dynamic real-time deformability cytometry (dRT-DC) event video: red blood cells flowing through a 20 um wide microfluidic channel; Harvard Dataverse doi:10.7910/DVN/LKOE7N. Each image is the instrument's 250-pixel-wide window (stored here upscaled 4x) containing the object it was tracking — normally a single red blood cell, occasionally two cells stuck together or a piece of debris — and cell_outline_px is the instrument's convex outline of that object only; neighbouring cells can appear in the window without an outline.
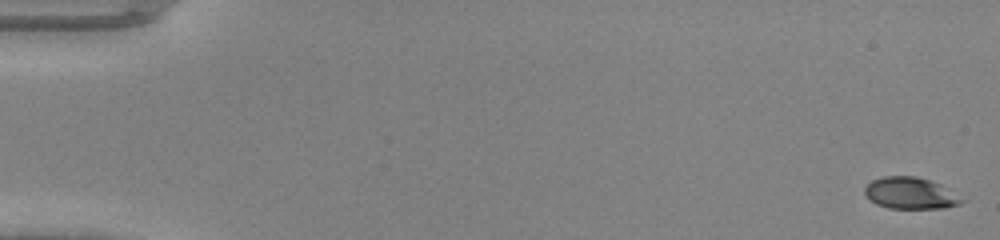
{"species": "common noctule bat (a hibernating species)", "species_latin": "Nyctalus noctula", "temperature_condition": "warm", "stored_images_in_passage": 49, "camera_frame_rate_fps": 3000, "um_per_image_px": 0.085, "animal": {"sex": "male", "body_mass_g": 20.0, "forearm_length_mm": 53.3}, "frame": {"image": 1, "passage_image": 1, "time_ms": 0.0, "image_size_px": [1000, 240], "cell_outline_px": [[968, 200], [960, 204], [944, 208], [888, 208], [876, 204], [864, 192], [864, 188], [872, 180], [884, 176], [916, 176], [940, 184]], "centroid_in_image_um": [77.43, 16.42], "position_along_channel_um": 7.6, "area_um2": 17.86}}
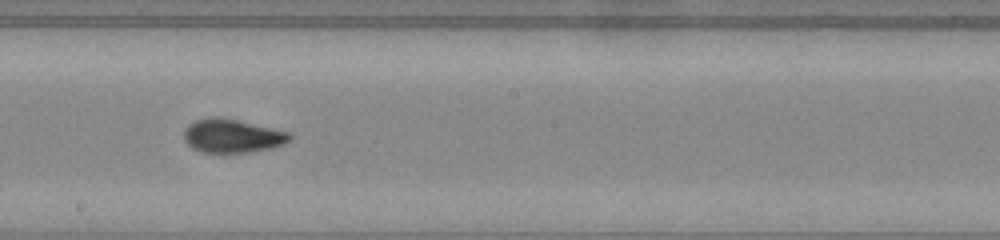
{"frame": {"image": 2, "passage_image": 28, "time_ms": 9.0, "image_size_px": [1000, 240], "cell_outline_px": [[292, 136], [284, 144], [272, 148], [248, 152], [200, 152], [192, 148], [184, 140], [184, 132], [188, 124], [196, 120], [212, 116], [216, 116], [236, 120], [272, 128], [288, 132]], "centroid_in_image_um": [19.7, 11.55], "position_along_channel_um": 228.5, "area_um2": 20.52}}
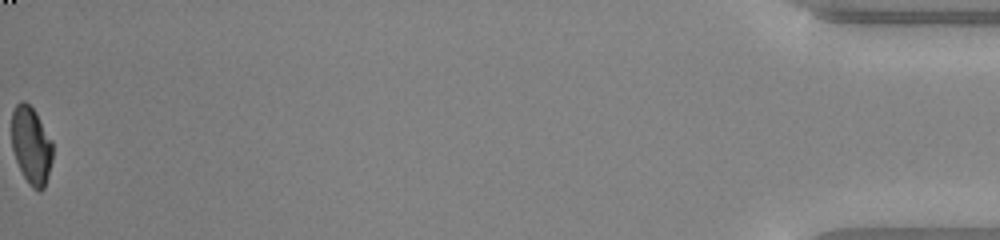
{"frame": {"image": 3, "passage_image": 49, "time_ms": 16.0, "image_size_px": [1000, 240], "cell_outline_px": [[52, 160], [44, 188], [40, 192], [32, 188], [28, 184], [16, 160], [12, 148], [12, 112], [16, 104], [20, 100], [24, 100], [36, 112], [52, 140]], "centroid_in_image_um": [2.65, 12.35], "position_along_channel_um": 432.5, "area_um2": 18.55}}